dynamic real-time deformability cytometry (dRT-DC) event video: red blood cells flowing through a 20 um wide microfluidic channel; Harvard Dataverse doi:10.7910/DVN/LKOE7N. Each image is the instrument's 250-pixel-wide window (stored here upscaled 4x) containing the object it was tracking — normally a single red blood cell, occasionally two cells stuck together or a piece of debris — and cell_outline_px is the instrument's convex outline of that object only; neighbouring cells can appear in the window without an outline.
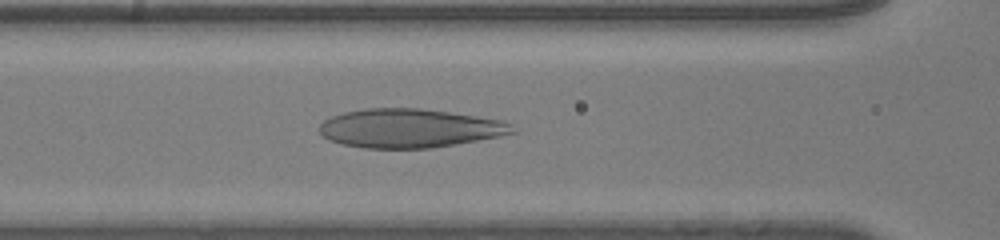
{"species": "human", "species_latin": "Homo sapiens", "temperature_condition": "room temperature", "stored_images_in_passage": 55, "camera_frame_rate_fps": 3000, "um_per_image_px": 0.085, "donor": {"sex": "male"}, "frame": {"image": 1, "passage_image": 29, "time_ms": 9.333, "image_size_px": [1000, 240], "cell_outline_px": [[520, 132], [500, 136], [428, 148], [364, 148], [344, 144], [328, 140], [320, 132], [320, 124], [324, 120], [332, 116], [344, 112], [364, 108], [420, 108], [476, 116], [500, 120], [512, 124]], "centroid_in_image_um": [34.82, 10.89], "position_along_channel_um": 131.8, "area_um2": 43.47}}
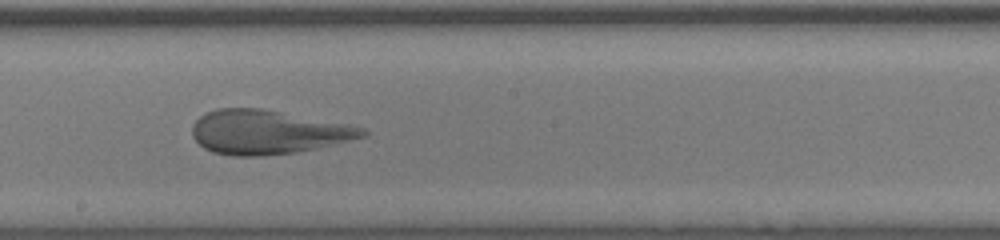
{"frame": {"image": 2, "passage_image": 36, "time_ms": 11.667, "image_size_px": [1000, 240], "cell_outline_px": [[368, 136], [316, 148], [296, 152], [264, 156], [232, 156], [212, 152], [204, 148], [192, 136], [192, 124], [200, 116], [216, 108], [260, 108], [348, 124], [364, 128], [368, 132]], "centroid_in_image_um": [22.74, 11.23], "position_along_channel_um": 225.5, "area_um2": 43.64}}
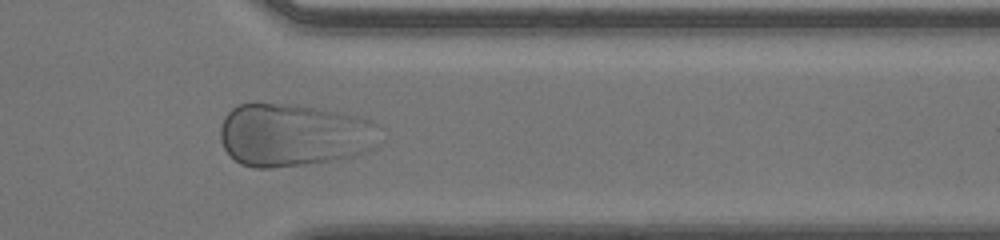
{"frame": {"image": 3, "passage_image": 48, "time_ms": 15.667, "image_size_px": [1000, 240], "cell_outline_px": [[376, 124], [372, 148], [356, 156], [304, 164], [272, 168], [252, 168], [240, 164], [224, 148], [220, 140], [220, 124], [224, 116], [232, 108], [240, 104], [256, 100], [296, 104], [344, 112], [360, 116], [372, 120]], "centroid_in_image_um": [24.86, 11.42], "position_along_channel_um": 386.5, "area_um2": 59.13}}